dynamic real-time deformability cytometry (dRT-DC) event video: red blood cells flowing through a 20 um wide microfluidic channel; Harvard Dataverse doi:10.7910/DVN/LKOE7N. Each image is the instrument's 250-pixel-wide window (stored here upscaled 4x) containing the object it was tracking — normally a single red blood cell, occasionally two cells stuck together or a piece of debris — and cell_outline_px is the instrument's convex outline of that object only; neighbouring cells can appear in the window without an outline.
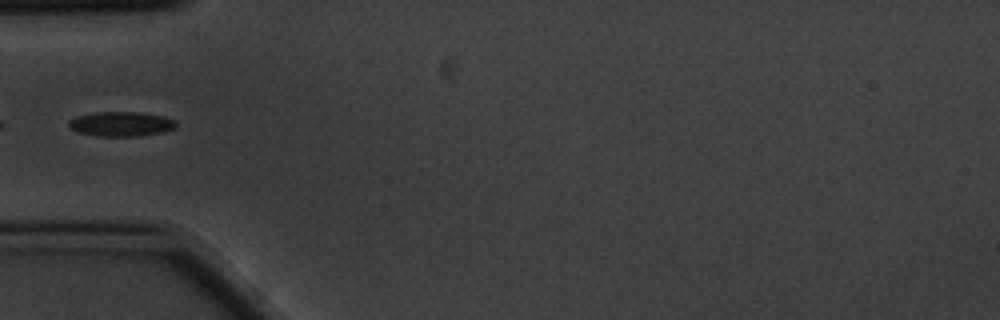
{"species": "common noctule bat (a hibernating species)", "species_latin": "Nyctalus noctula", "temperature_condition": "cold", "stored_images_in_passage": 9, "segment_of_instrument_passage": [2, 2], "camera_frame_rate_fps": 3000, "um_per_image_px": 0.085, "animal": {"sex": "male", "body_mass_g": 20.1, "forearm_length_mm": 53.5}, "frame": {"image": 1, "passage_image": 6, "time_ms": 1.667, "image_size_px": [1000, 320], "cell_outline_px": [[176, 128], [164, 132], [140, 136], [96, 136], [76, 132], [68, 128], [68, 120], [76, 116], [96, 112], [140, 112], [160, 116], [176, 120]], "centroid_in_image_um": [10.26, 10.55], "position_along_channel_um": 74.7, "area_um2": 15.61}}